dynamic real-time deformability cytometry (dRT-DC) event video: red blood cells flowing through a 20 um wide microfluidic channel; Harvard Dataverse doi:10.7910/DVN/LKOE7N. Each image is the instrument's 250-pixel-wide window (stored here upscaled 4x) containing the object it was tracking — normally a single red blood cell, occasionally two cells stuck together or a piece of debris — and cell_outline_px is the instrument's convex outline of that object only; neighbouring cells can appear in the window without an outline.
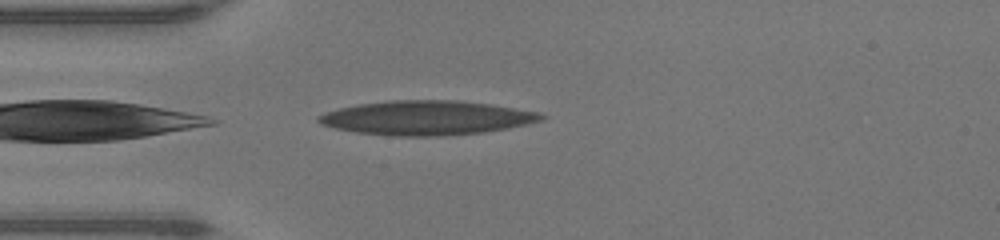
{"species": "human", "species_latin": "Homo sapiens", "temperature_condition": "warm", "stored_images_in_passage": 33, "camera_frame_rate_fps": 3000, "um_per_image_px": 0.085, "donor": {"sex": "male"}, "frame": {"image": 1, "passage_image": 1, "time_ms": 0.0, "image_size_px": [1000, 240], "cell_outline_px": [[548, 116], [544, 120], [508, 128], [484, 132], [436, 136], [392, 136], [356, 132], [336, 128], [320, 124], [316, 120], [316, 116], [324, 112], [340, 108], [360, 104], [392, 100], [460, 100], [488, 104], [540, 112]], "centroid_in_image_um": [36.27, 10.01], "position_along_channel_um": 48.7, "area_um2": 44.51}}
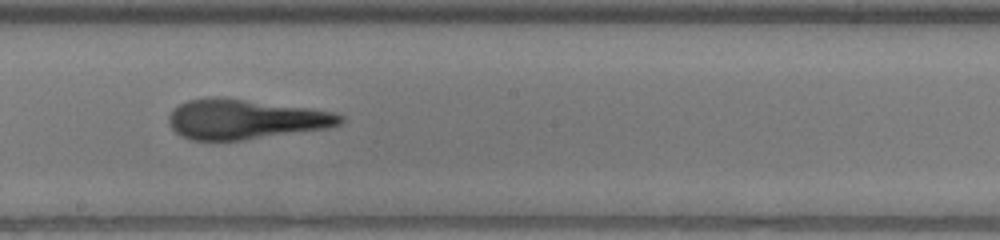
{"frame": {"image": 2, "passage_image": 14, "time_ms": 4.333, "image_size_px": [1000, 240], "cell_outline_px": [[344, 120], [340, 124], [328, 128], [240, 140], [192, 140], [180, 136], [168, 124], [168, 116], [172, 108], [188, 100], [212, 96], [224, 96], [312, 108], [332, 112], [344, 116]], "centroid_in_image_um": [20.81, 10.11], "position_along_channel_um": 227.4, "area_um2": 40.23}}
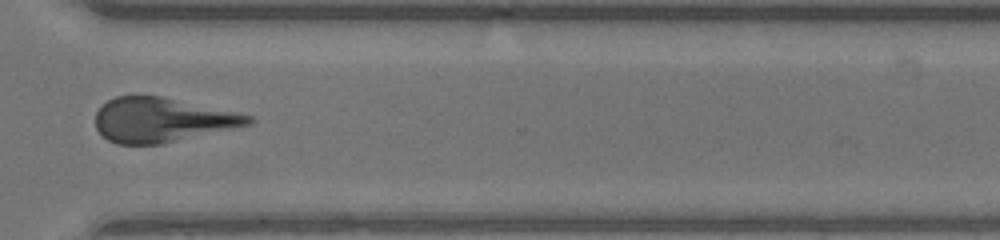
{"frame": {"image": 3, "passage_image": 23, "time_ms": 7.333, "image_size_px": [1000, 240], "cell_outline_px": [[256, 120], [252, 124], [160, 144], [116, 144], [108, 140], [96, 128], [96, 112], [108, 100], [116, 96], [160, 96], [252, 116]], "centroid_in_image_um": [13.75, 10.2], "position_along_channel_um": 356.9, "area_um2": 38.96}, "authors_computed_cell_mechanics": {"area_um2": 41.7316, "velocity_mm_per_s": 4.3316, "shape_relaxation_time_tau1_ms": 8.8163, "shape_relaxation_time_tau2_ms": 1.935, "deformation_change_tau1": 0.3378, "deformation_change_tau2": 0.1323}}